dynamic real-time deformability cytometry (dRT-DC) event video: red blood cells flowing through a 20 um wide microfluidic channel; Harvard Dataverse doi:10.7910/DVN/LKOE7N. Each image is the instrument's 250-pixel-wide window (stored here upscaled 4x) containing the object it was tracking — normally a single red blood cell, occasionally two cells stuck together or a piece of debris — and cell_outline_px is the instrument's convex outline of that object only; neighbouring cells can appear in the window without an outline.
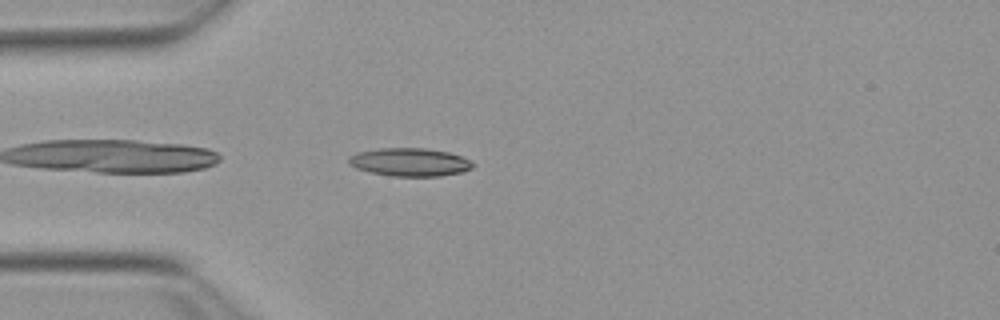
{"species": "Egyptian fruit bat (a non-hibernating species)", "species_latin": "Rousettus aegyptiacus", "temperature_condition": "warm", "stored_images_in_passage": 24, "camera_frame_rate_fps": 3000, "um_per_image_px": 0.085, "animal": {"sex": "female"}, "frame": {"image": 1, "passage_image": 3, "time_ms": 0.667, "image_size_px": [1000, 320], "cell_outline_px": [[476, 164], [472, 168], [460, 172], [440, 176], [392, 176], [368, 172], [356, 168], [348, 164], [348, 156], [356, 152], [380, 148], [424, 148], [448, 152], [460, 156]], "centroid_in_image_um": [34.78, 13.78], "position_along_channel_um": 50.2, "area_um2": 20.4}}
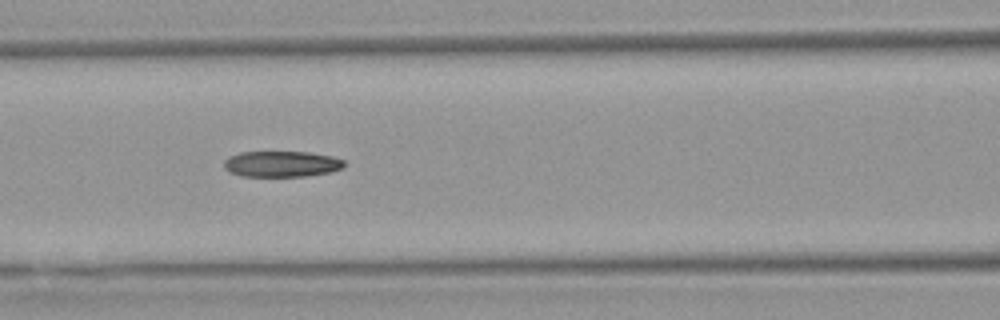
{"frame": {"image": 2, "passage_image": 11, "time_ms": 3.333, "image_size_px": [1000, 320], "cell_outline_px": [[344, 168], [328, 172], [304, 176], [240, 176], [224, 168], [224, 160], [228, 156], [240, 152], [308, 152], [332, 156], [344, 160]], "centroid_in_image_um": [23.92, 13.93], "position_along_channel_um": 142.7, "area_um2": 18.09}}
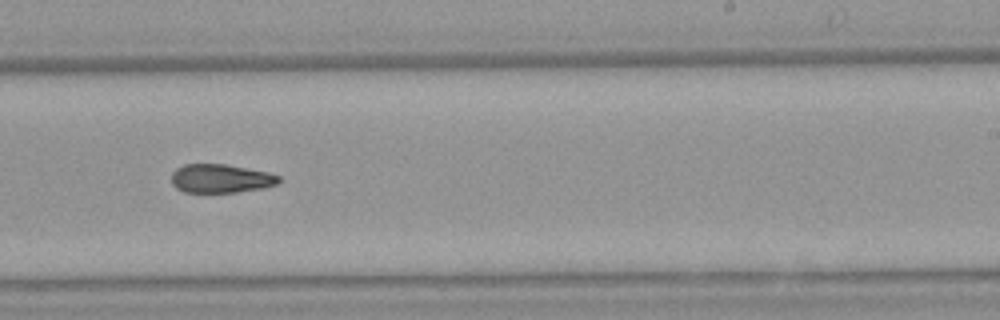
{"frame": {"image": 3, "passage_image": 21, "time_ms": 6.667, "image_size_px": [1000, 320], "cell_outline_px": [[280, 180], [276, 184], [260, 188], [236, 192], [184, 192], [176, 188], [172, 184], [172, 172], [176, 168], [184, 164], [224, 164], [268, 172], [280, 176]], "centroid_in_image_um": [18.73, 15.17], "position_along_channel_um": 270.3, "area_um2": 17.8}}